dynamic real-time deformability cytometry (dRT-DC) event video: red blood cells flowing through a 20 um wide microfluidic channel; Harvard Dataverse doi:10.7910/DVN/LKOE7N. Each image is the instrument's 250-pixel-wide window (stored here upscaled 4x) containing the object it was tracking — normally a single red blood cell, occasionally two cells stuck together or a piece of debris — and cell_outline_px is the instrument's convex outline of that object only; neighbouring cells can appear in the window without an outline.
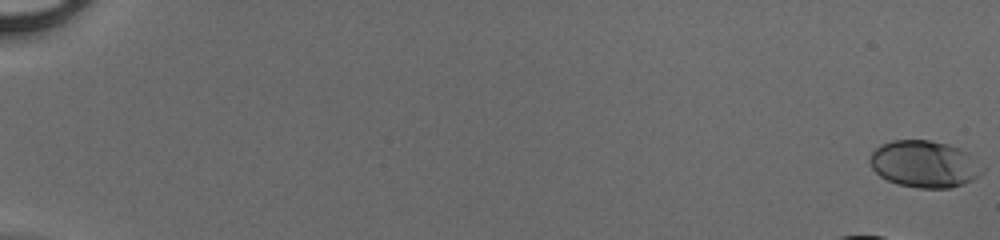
{"species": "human", "species_latin": "Homo sapiens", "temperature_condition": "cold", "stored_images_in_passage": 44, "camera_frame_rate_fps": 3000, "um_per_image_px": 0.085, "donor": {"sex": "male"}, "frame": {"image": 1, "passage_image": 1, "time_ms": 0.0, "image_size_px": [1000, 240], "cell_outline_px": [[984, 168], [972, 180], [964, 184], [948, 188], [916, 188], [896, 184], [880, 176], [872, 168], [868, 160], [872, 152], [880, 144], [892, 140], [928, 140], [948, 144], [960, 148], [968, 152]], "centroid_in_image_um": [78.54, 13.94], "position_along_channel_um": 6.5, "area_um2": 30.81}}